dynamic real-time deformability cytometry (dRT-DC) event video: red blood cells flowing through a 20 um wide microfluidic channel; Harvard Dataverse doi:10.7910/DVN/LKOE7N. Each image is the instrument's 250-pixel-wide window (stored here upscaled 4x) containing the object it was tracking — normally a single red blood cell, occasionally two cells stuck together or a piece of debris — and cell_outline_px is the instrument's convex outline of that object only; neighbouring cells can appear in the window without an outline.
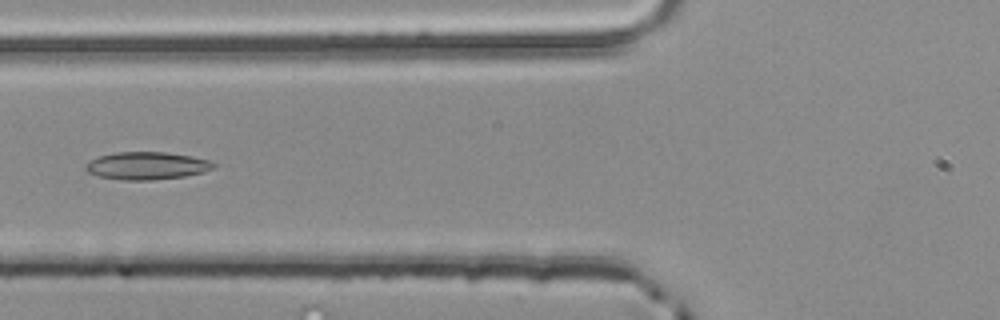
{"species": "common noctule bat (a hibernating species)", "species_latin": "Nyctalus noctula", "temperature_condition": "room temperature", "stored_images_in_passage": 4, "camera_frame_rate_fps": 3000, "um_per_image_px": 0.085, "animal": {"sex": "male", "body_mass_g": 20.4}, "frame": {"image": 1, "passage_image": 4, "time_ms": 1.0, "image_size_px": [1000, 320], "cell_outline_px": [[216, 164], [212, 168], [204, 172], [184, 176], [152, 180], [120, 180], [100, 176], [88, 172], [84, 168], [84, 164], [100, 156], [116, 152], [164, 152], [192, 156], [208, 160]], "centroid_in_image_um": [12.47, 14.09], "position_along_channel_um": 113.3, "area_um2": 20.46}}